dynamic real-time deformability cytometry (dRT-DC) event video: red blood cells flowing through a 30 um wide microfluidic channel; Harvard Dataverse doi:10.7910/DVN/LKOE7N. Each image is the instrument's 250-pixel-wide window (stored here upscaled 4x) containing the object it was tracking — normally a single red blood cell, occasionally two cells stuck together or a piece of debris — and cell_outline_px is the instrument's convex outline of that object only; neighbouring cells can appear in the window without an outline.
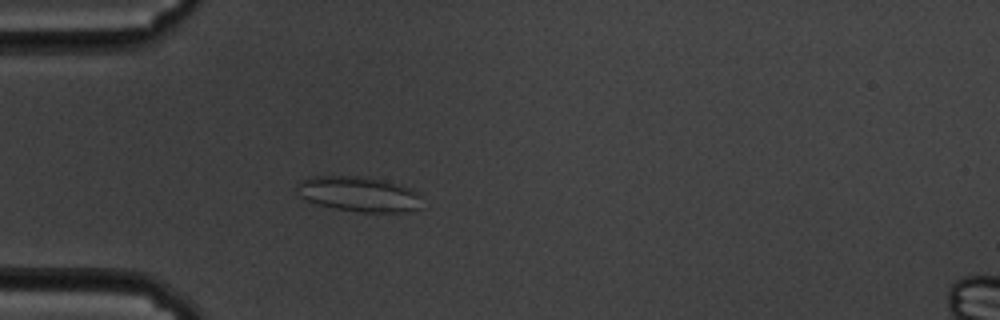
{"species": "common noctule bat (a hibernating species)", "species_latin": "Nyctalus noctula", "temperature_condition": "cold", "stored_images_in_passage": 59, "camera_frame_rate_fps": 3000, "um_per_image_px": 0.085, "animal": {"sex": "male", "body_mass_g": 19.5, "forearm_length_mm": 54.6}, "frame": {"image": 1, "passage_image": 17, "time_ms": 5.333, "image_size_px": [1000, 320], "cell_outline_px": [[420, 208], [408, 212], [360, 212], [336, 208], [320, 204], [308, 200], [300, 196], [296, 184], [300, 180], [312, 176], [368, 176], [384, 180], [412, 188], [420, 192]], "centroid_in_image_um": [30.55, 16.48], "position_along_channel_um": 54.5, "area_um2": 25.72}}
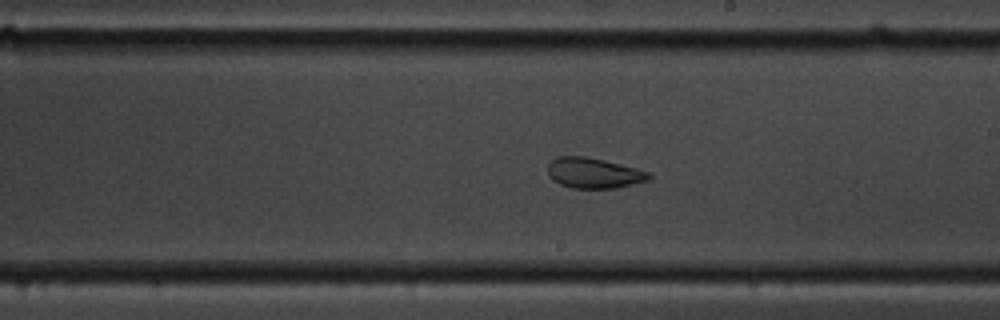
{"frame": {"image": 2, "passage_image": 34, "time_ms": 11.0, "image_size_px": [1000, 320], "cell_outline_px": [[652, 176], [648, 180], [616, 188], [572, 188], [560, 184], [552, 180], [548, 176], [548, 164], [556, 156], [584, 156], [604, 160], [636, 168], [648, 172]], "centroid_in_image_um": [50.43, 14.7], "position_along_channel_um": 238.6, "area_um2": 17.92}}
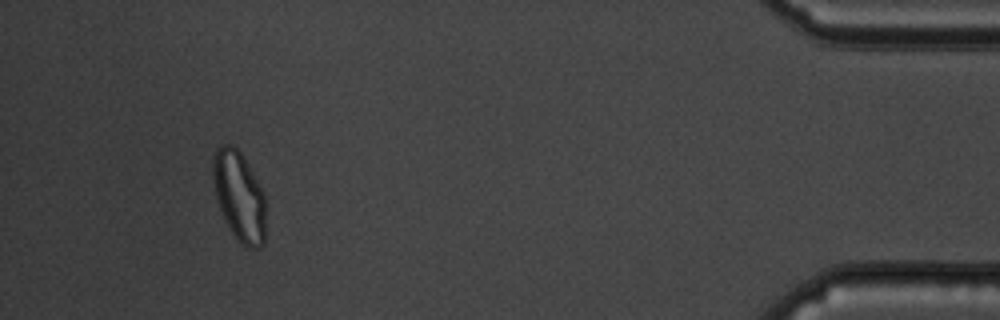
{"frame": {"image": 3, "passage_image": 55, "time_ms": 18.0, "image_size_px": [1000, 320], "cell_outline_px": [[264, 244], [260, 248], [244, 248], [240, 244], [228, 228], [220, 208], [216, 196], [212, 176], [212, 160], [216, 148], [220, 144], [232, 144], [240, 152], [248, 164], [264, 192]], "centroid_in_image_um": [20.31, 16.68], "position_along_channel_um": 414.9, "area_um2": 27.74}, "authors_computed_cell_mechanics": {"area_um2": 25.432, "velocity_mm_per_s": 3.3953, "shape_relaxation_time_tau1_ms": null, "shape_relaxation_time_tau2_ms": 1.1274, "deformation_change_tau1": null, "deformation_change_tau2": 0.0652}}